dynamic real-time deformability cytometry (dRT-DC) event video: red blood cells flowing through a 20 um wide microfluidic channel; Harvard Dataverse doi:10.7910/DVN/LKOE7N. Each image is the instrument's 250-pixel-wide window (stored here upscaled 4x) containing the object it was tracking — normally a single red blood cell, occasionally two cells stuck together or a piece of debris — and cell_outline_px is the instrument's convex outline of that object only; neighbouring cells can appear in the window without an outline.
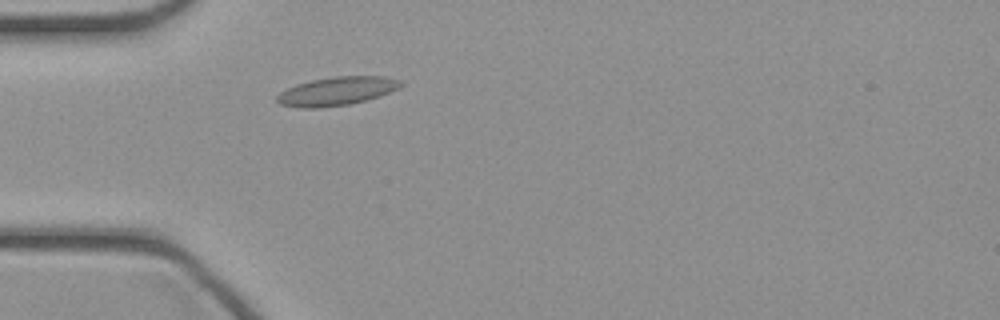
{"species": "common noctule bat (a hibernating species)", "species_latin": "Nyctalus noctula", "temperature_condition": "cold", "stored_images_in_passage": 34, "camera_frame_rate_fps": 3000, "um_per_image_px": 0.085, "animal": {"sex": "female", "body_mass_g": 21.9}, "frame": {"image": 1, "passage_image": 1, "time_ms": 0.0, "image_size_px": [1000, 320], "cell_outline_px": [[404, 84], [380, 96], [348, 104], [316, 108], [300, 108], [280, 104], [276, 100], [276, 96], [280, 92], [296, 84], [312, 80], [332, 76], [384, 76], [400, 80]], "centroid_in_image_um": [28.59, 7.74], "position_along_channel_um": 56.4, "area_um2": 20.4}}
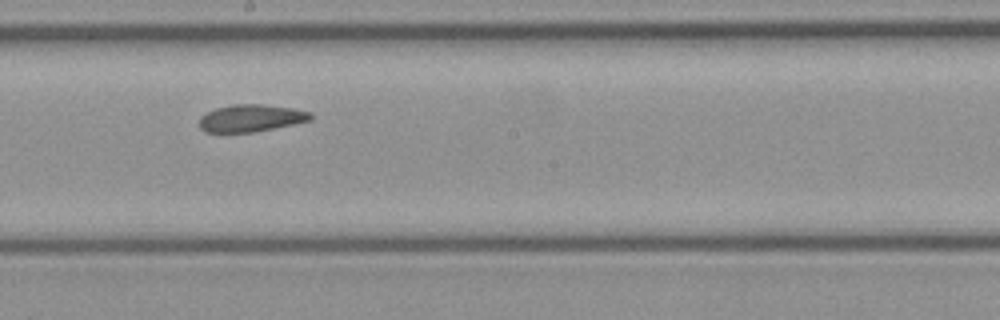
{"frame": {"image": 2, "passage_image": 13, "time_ms": 4.0, "image_size_px": [1000, 320], "cell_outline_px": [[312, 120], [252, 132], [204, 132], [200, 128], [200, 116], [216, 108], [236, 104], [264, 104], [292, 108], [312, 112]], "centroid_in_image_um": [21.34, 10.03], "position_along_channel_um": 226.9, "area_um2": 17.51}}
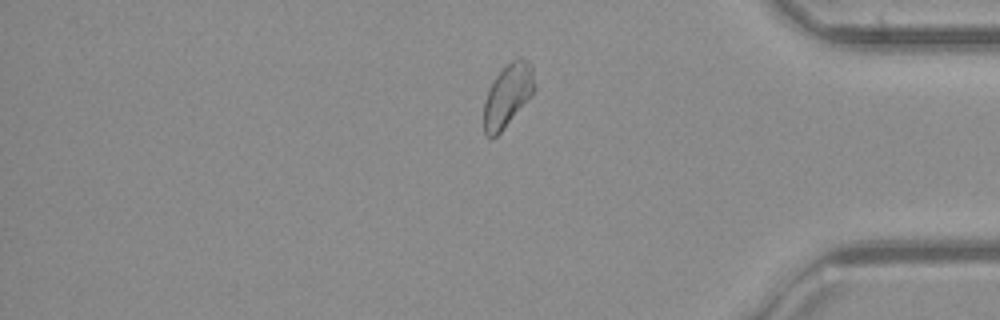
{"frame": {"image": 3, "passage_image": 26, "time_ms": 8.333, "image_size_px": [1000, 320], "cell_outline_px": [[536, 88], [532, 96], [504, 128], [492, 140], [488, 140], [484, 136], [484, 104], [488, 92], [496, 76], [516, 56], [520, 56], [528, 60], [532, 64]], "centroid_in_image_um": [43.18, 8.12], "position_along_channel_um": 392.0, "area_um2": 18.79}}